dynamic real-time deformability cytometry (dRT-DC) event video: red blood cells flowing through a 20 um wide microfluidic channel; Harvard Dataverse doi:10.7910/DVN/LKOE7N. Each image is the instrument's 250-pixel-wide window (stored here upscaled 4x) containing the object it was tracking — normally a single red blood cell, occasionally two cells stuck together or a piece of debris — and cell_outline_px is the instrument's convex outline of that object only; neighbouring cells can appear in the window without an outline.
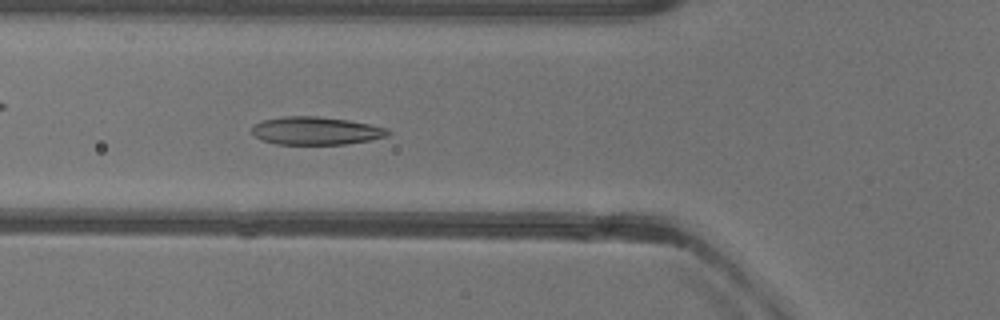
{"species": "common noctule bat (a hibernating species)", "species_latin": "Nyctalus noctula", "temperature_condition": "warm", "stored_images_in_passage": 51, "camera_frame_rate_fps": 3000, "um_per_image_px": 0.085, "animal": {"sex": "female"}, "frame": {"image": 1, "passage_image": 18, "time_ms": 5.667, "image_size_px": [1000, 320], "cell_outline_px": [[392, 132], [388, 136], [372, 140], [344, 144], [276, 144], [264, 140], [256, 136], [252, 132], [252, 128], [256, 124], [264, 120], [284, 116], [316, 116], [348, 120], [388, 128]], "centroid_in_image_um": [26.91, 11.12], "position_along_channel_um": 98.9, "area_um2": 22.02}}
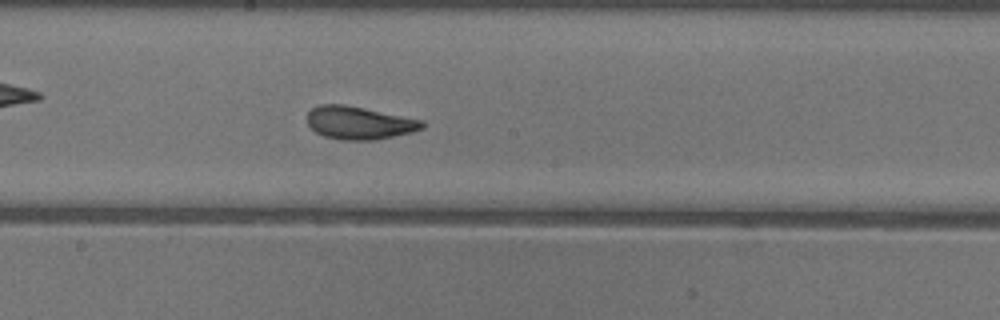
{"frame": {"image": 2, "passage_image": 27, "time_ms": 8.667, "image_size_px": [1000, 320], "cell_outline_px": [[424, 128], [412, 132], [372, 140], [340, 140], [324, 136], [316, 132], [308, 124], [308, 112], [312, 108], [320, 104], [344, 104], [424, 120]], "centroid_in_image_um": [30.53, 10.44], "position_along_channel_um": 217.7, "area_um2": 21.96}}
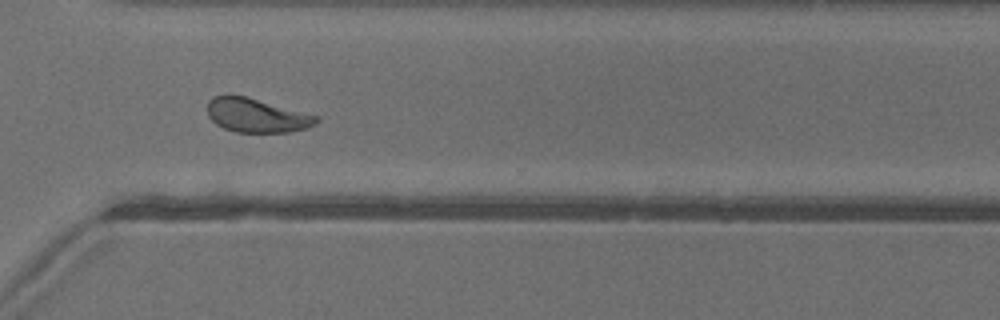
{"frame": {"image": 3, "passage_image": 37, "time_ms": 12.0, "image_size_px": [1000, 320], "cell_outline_px": [[320, 120], [316, 124], [308, 128], [288, 132], [236, 132], [224, 128], [216, 124], [208, 116], [208, 100], [212, 96], [228, 92], [244, 96], [316, 116]], "centroid_in_image_um": [21.74, 9.79], "position_along_channel_um": 348.9, "area_um2": 21.56}, "authors_computed_cell_mechanics": {"area_um2": 22.831, "velocity_mm_per_s": 3.945, "shape_relaxation_time_tau1_ms": 3.5149, "shape_relaxation_time_tau2_ms": 1.2907, "deformation_change_tau1": 0.1423, "deformation_change_tau2": 0.0832}}